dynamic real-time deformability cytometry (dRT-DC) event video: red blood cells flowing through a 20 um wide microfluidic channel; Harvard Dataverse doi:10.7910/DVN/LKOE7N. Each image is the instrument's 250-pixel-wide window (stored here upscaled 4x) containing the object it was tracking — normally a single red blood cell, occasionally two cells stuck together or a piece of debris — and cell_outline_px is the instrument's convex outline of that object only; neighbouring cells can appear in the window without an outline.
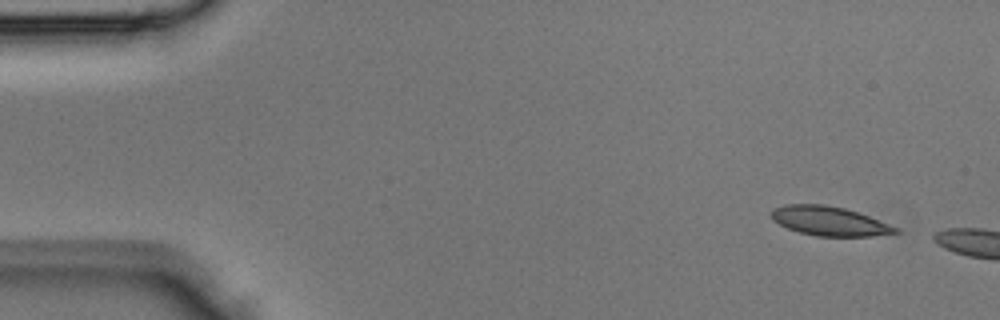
{"species": "Egyptian fruit bat (a non-hibernating species)", "species_latin": "Rousettus aegyptiacus", "temperature_condition": "room temperature", "stored_images_in_passage": 4, "camera_frame_rate_fps": 3000, "um_per_image_px": 0.085, "animal": {"sex": "male"}, "frame": {"image": 1, "passage_image": 1, "time_ms": 0.0, "image_size_px": [1000, 320], "cell_outline_px": [[900, 232], [872, 236], [816, 236], [800, 232], [788, 228], [772, 220], [768, 212], [772, 208], [784, 204], [824, 204], [844, 208], [868, 216], [900, 228]], "centroid_in_image_um": [70.45, 18.78], "position_along_channel_um": 14.6, "area_um2": 21.21}}